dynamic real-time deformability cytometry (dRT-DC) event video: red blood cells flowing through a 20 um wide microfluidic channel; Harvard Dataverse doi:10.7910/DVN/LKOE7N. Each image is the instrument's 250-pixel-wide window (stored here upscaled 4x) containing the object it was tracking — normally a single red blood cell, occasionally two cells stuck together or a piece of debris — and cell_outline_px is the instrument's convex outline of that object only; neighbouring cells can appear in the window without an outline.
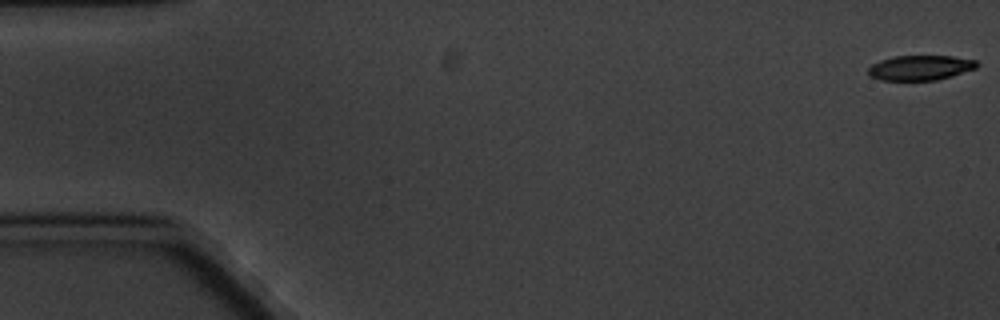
{"species": "common noctule bat (a hibernating species)", "species_latin": "Nyctalus noctula", "temperature_condition": "cold", "stored_images_in_passage": 5, "camera_frame_rate_fps": 3000, "um_per_image_px": 0.085, "animal": {"sex": "male", "body_mass_g": 20.1, "forearm_length_mm": 53.5}, "frame": {"image": 1, "passage_image": 1, "time_ms": 0.0, "image_size_px": [1000, 320], "cell_outline_px": [[980, 64], [976, 68], [952, 76], [936, 80], [880, 80], [868, 76], [868, 68], [872, 64], [880, 60], [892, 56], [952, 56], [976, 60]], "centroid_in_image_um": [78.21, 5.75], "position_along_channel_um": 6.8, "area_um2": 15.9}}